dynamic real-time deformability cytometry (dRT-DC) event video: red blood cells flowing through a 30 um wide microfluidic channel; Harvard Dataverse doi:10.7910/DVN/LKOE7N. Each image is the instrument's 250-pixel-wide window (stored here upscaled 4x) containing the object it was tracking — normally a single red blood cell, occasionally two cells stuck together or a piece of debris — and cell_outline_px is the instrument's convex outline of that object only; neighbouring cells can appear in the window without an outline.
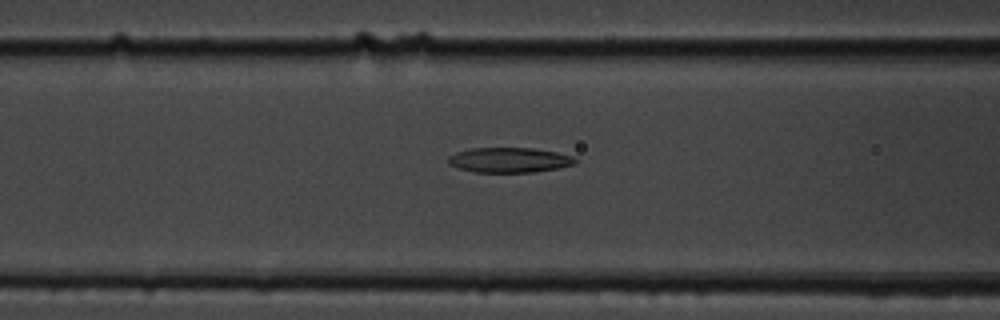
{"species": "common noctule bat (a hibernating species)", "species_latin": "Nyctalus noctula", "temperature_condition": "cold", "stored_images_in_passage": 52, "camera_frame_rate_fps": 3000, "um_per_image_px": 0.085, "animal": {"sex": "male", "body_mass_g": 19.5, "forearm_length_mm": 54.6}, "frame": {"image": 1, "passage_image": 19, "time_ms": 6.0, "image_size_px": [1000, 320], "cell_outline_px": [[576, 164], [560, 168], [532, 172], [472, 172], [456, 168], [448, 164], [448, 156], [456, 152], [472, 148], [532, 148], [556, 152], [572, 156], [576, 160]], "centroid_in_image_um": [43.26, 13.61], "position_along_channel_um": 123.3, "area_um2": 18.61}}
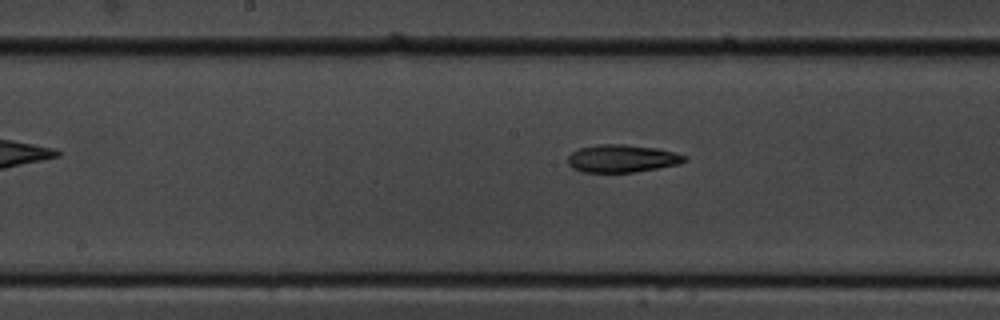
{"frame": {"image": 2, "passage_image": 25, "time_ms": 8.0, "image_size_px": [1000, 320], "cell_outline_px": [[688, 160], [680, 164], [636, 172], [584, 172], [572, 168], [568, 164], [568, 156], [572, 152], [580, 148], [596, 144], [624, 144], [656, 148], [676, 152], [688, 156]], "centroid_in_image_um": [52.91, 13.47], "position_along_channel_um": 195.3, "area_um2": 19.02}}
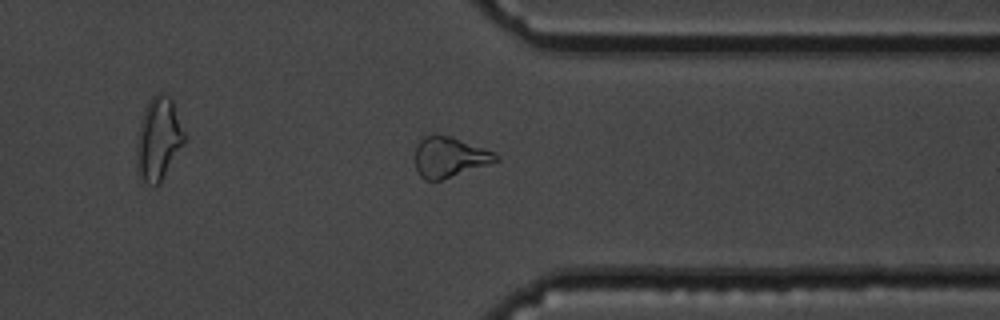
{"frame": {"image": 3, "passage_image": 40, "time_ms": 13.0, "image_size_px": [1000, 320], "cell_outline_px": [[500, 160], [440, 180], [424, 180], [420, 176], [416, 168], [416, 148], [420, 140], [424, 136], [436, 132], [452, 136], [484, 148], [500, 156]], "centroid_in_image_um": [38.18, 13.32], "position_along_channel_um": 373.2, "area_um2": 18.96}, "authors_computed_cell_mechanics": {"area_um2": 19.1318, "velocity_mm_per_s": 3.5945, "shape_relaxation_time_tau1_ms": null, "shape_relaxation_time_tau2_ms": 4.6271, "deformation_change_tau1": null, "deformation_change_tau2": 0.1353}}